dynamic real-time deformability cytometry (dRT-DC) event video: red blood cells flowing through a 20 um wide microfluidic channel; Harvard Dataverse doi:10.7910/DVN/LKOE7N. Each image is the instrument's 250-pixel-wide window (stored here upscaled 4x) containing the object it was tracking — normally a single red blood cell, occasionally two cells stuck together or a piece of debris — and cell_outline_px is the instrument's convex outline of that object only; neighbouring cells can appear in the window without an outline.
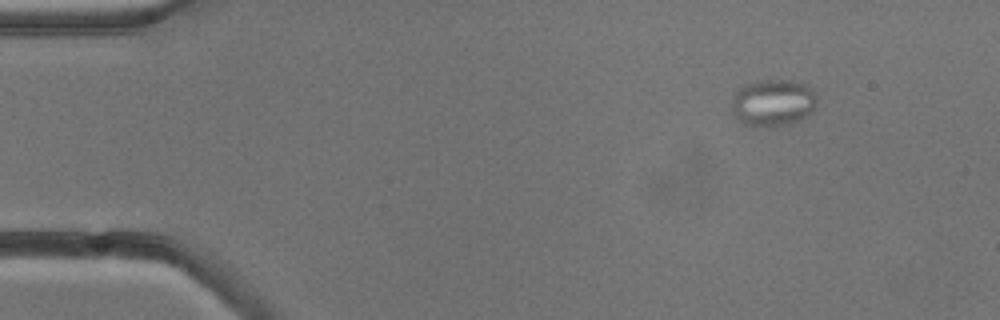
{"species": "common noctule bat (a hibernating species)", "species_latin": "Nyctalus noctula", "temperature_condition": "cold", "stored_images_in_passage": 4, "camera_frame_rate_fps": 3000, "um_per_image_px": 0.085, "animal": {"sex": "male", "body_mass_g": 13.3}, "frame": {"image": 1, "passage_image": 1, "time_ms": 0.0, "image_size_px": [1000, 320], "cell_outline_px": [[816, 104], [812, 112], [804, 116], [780, 124], [744, 124], [736, 116], [732, 108], [732, 96], [740, 88], [748, 84], [764, 80], [788, 80], [808, 84], [812, 88], [816, 96]], "centroid_in_image_um": [65.72, 8.66], "position_along_channel_um": 19.3, "area_um2": 22.31}}
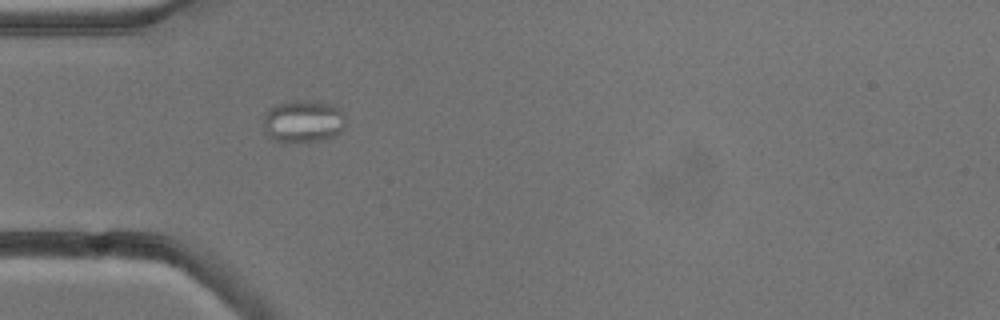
{"frame": {"image": 2, "passage_image": 4, "time_ms": 3.333, "image_size_px": [1000, 320], "cell_outline_px": [[344, 128], [336, 136], [320, 140], [276, 140], [268, 136], [264, 132], [264, 116], [268, 108], [280, 104], [300, 100], [332, 104], [340, 108], [344, 116]], "centroid_in_image_um": [25.79, 10.29], "position_along_channel_um": 59.2, "area_um2": 19.83}}